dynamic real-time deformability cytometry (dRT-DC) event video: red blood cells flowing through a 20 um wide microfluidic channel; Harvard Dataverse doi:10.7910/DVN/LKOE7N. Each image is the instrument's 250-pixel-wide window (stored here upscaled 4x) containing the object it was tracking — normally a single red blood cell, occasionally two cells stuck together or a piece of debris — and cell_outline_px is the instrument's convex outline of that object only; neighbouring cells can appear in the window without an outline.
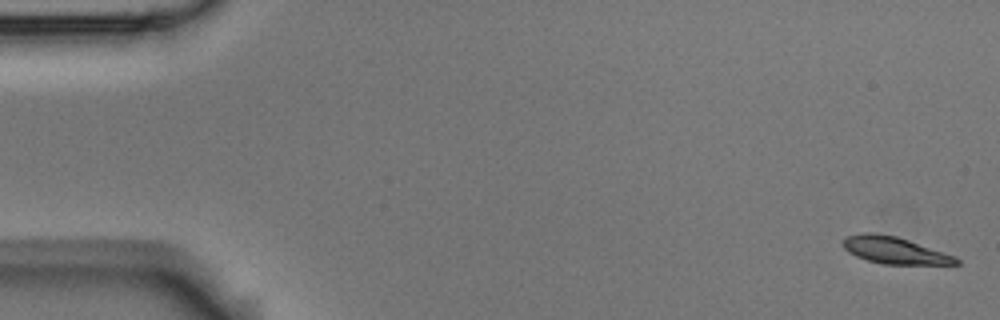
{"species": "Egyptian fruit bat (a non-hibernating species)", "species_latin": "Rousettus aegyptiacus", "temperature_condition": "room temperature", "stored_images_in_passage": 5, "camera_frame_rate_fps": 3000, "um_per_image_px": 0.085, "animal": {"sex": "male"}, "frame": {"image": 1, "passage_image": 1, "time_ms": 0.0, "image_size_px": [1000, 320], "cell_outline_px": [[960, 264], [880, 264], [856, 256], [848, 252], [844, 248], [844, 240], [848, 236], [860, 232], [872, 232], [896, 236], [956, 256], [960, 260]], "centroid_in_image_um": [76.04, 21.27], "position_along_channel_um": 9.0, "area_um2": 17.63}}